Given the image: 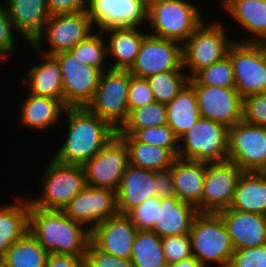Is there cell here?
<instances>
[{
    "label": "cell",
    "mask_w": 266,
    "mask_h": 267,
    "mask_svg": "<svg viewBox=\"0 0 266 267\" xmlns=\"http://www.w3.org/2000/svg\"><path fill=\"white\" fill-rule=\"evenodd\" d=\"M228 160L243 172L266 169V127L243 120L229 128Z\"/></svg>",
    "instance_id": "cell-11"
},
{
    "label": "cell",
    "mask_w": 266,
    "mask_h": 267,
    "mask_svg": "<svg viewBox=\"0 0 266 267\" xmlns=\"http://www.w3.org/2000/svg\"><path fill=\"white\" fill-rule=\"evenodd\" d=\"M156 102L167 104L171 102L189 78L185 70H171L152 75L147 78Z\"/></svg>",
    "instance_id": "cell-37"
},
{
    "label": "cell",
    "mask_w": 266,
    "mask_h": 267,
    "mask_svg": "<svg viewBox=\"0 0 266 267\" xmlns=\"http://www.w3.org/2000/svg\"><path fill=\"white\" fill-rule=\"evenodd\" d=\"M66 108L67 106L57 99L29 93L20 108V122L29 129L42 131L62 119Z\"/></svg>",
    "instance_id": "cell-28"
},
{
    "label": "cell",
    "mask_w": 266,
    "mask_h": 267,
    "mask_svg": "<svg viewBox=\"0 0 266 267\" xmlns=\"http://www.w3.org/2000/svg\"><path fill=\"white\" fill-rule=\"evenodd\" d=\"M67 135L53 158L63 164L84 165L103 149L117 131L87 107H67Z\"/></svg>",
    "instance_id": "cell-1"
},
{
    "label": "cell",
    "mask_w": 266,
    "mask_h": 267,
    "mask_svg": "<svg viewBox=\"0 0 266 267\" xmlns=\"http://www.w3.org/2000/svg\"><path fill=\"white\" fill-rule=\"evenodd\" d=\"M140 27H112L102 30L109 36L106 41L108 56L114 58L111 69L129 70L134 64L143 39L147 33ZM105 33V34H104ZM109 33V35L107 34Z\"/></svg>",
    "instance_id": "cell-26"
},
{
    "label": "cell",
    "mask_w": 266,
    "mask_h": 267,
    "mask_svg": "<svg viewBox=\"0 0 266 267\" xmlns=\"http://www.w3.org/2000/svg\"><path fill=\"white\" fill-rule=\"evenodd\" d=\"M192 255L205 267H228L235 250L230 235L218 213H198L189 233ZM207 264V265H206Z\"/></svg>",
    "instance_id": "cell-4"
},
{
    "label": "cell",
    "mask_w": 266,
    "mask_h": 267,
    "mask_svg": "<svg viewBox=\"0 0 266 267\" xmlns=\"http://www.w3.org/2000/svg\"><path fill=\"white\" fill-rule=\"evenodd\" d=\"M29 231L49 254L74 257H85L91 235L86 226L63 211L44 210L31 204Z\"/></svg>",
    "instance_id": "cell-2"
},
{
    "label": "cell",
    "mask_w": 266,
    "mask_h": 267,
    "mask_svg": "<svg viewBox=\"0 0 266 267\" xmlns=\"http://www.w3.org/2000/svg\"><path fill=\"white\" fill-rule=\"evenodd\" d=\"M188 83L194 88L200 117L228 128L243 120V98L235 88L201 85L193 77Z\"/></svg>",
    "instance_id": "cell-13"
},
{
    "label": "cell",
    "mask_w": 266,
    "mask_h": 267,
    "mask_svg": "<svg viewBox=\"0 0 266 267\" xmlns=\"http://www.w3.org/2000/svg\"><path fill=\"white\" fill-rule=\"evenodd\" d=\"M230 209L266 215V175L263 172H243Z\"/></svg>",
    "instance_id": "cell-30"
},
{
    "label": "cell",
    "mask_w": 266,
    "mask_h": 267,
    "mask_svg": "<svg viewBox=\"0 0 266 267\" xmlns=\"http://www.w3.org/2000/svg\"><path fill=\"white\" fill-rule=\"evenodd\" d=\"M222 8L229 12L251 37L244 43L266 41V0H221Z\"/></svg>",
    "instance_id": "cell-27"
},
{
    "label": "cell",
    "mask_w": 266,
    "mask_h": 267,
    "mask_svg": "<svg viewBox=\"0 0 266 267\" xmlns=\"http://www.w3.org/2000/svg\"><path fill=\"white\" fill-rule=\"evenodd\" d=\"M228 140V127L200 117L196 124L179 138L178 157L206 163L227 161Z\"/></svg>",
    "instance_id": "cell-7"
},
{
    "label": "cell",
    "mask_w": 266,
    "mask_h": 267,
    "mask_svg": "<svg viewBox=\"0 0 266 267\" xmlns=\"http://www.w3.org/2000/svg\"><path fill=\"white\" fill-rule=\"evenodd\" d=\"M154 195L159 198L175 197L171 169L156 171V189L154 190Z\"/></svg>",
    "instance_id": "cell-48"
},
{
    "label": "cell",
    "mask_w": 266,
    "mask_h": 267,
    "mask_svg": "<svg viewBox=\"0 0 266 267\" xmlns=\"http://www.w3.org/2000/svg\"><path fill=\"white\" fill-rule=\"evenodd\" d=\"M129 85L128 70L109 69L102 72L95 96L86 107L118 131L129 114Z\"/></svg>",
    "instance_id": "cell-8"
},
{
    "label": "cell",
    "mask_w": 266,
    "mask_h": 267,
    "mask_svg": "<svg viewBox=\"0 0 266 267\" xmlns=\"http://www.w3.org/2000/svg\"><path fill=\"white\" fill-rule=\"evenodd\" d=\"M137 232L126 215L118 214L97 225L91 231L90 241L104 253L130 260Z\"/></svg>",
    "instance_id": "cell-19"
},
{
    "label": "cell",
    "mask_w": 266,
    "mask_h": 267,
    "mask_svg": "<svg viewBox=\"0 0 266 267\" xmlns=\"http://www.w3.org/2000/svg\"><path fill=\"white\" fill-rule=\"evenodd\" d=\"M147 10L148 0H88L87 8L93 26L101 31L112 27H144Z\"/></svg>",
    "instance_id": "cell-18"
},
{
    "label": "cell",
    "mask_w": 266,
    "mask_h": 267,
    "mask_svg": "<svg viewBox=\"0 0 266 267\" xmlns=\"http://www.w3.org/2000/svg\"><path fill=\"white\" fill-rule=\"evenodd\" d=\"M60 64L67 107H86L94 98L102 72L80 63L69 51L54 55Z\"/></svg>",
    "instance_id": "cell-12"
},
{
    "label": "cell",
    "mask_w": 266,
    "mask_h": 267,
    "mask_svg": "<svg viewBox=\"0 0 266 267\" xmlns=\"http://www.w3.org/2000/svg\"><path fill=\"white\" fill-rule=\"evenodd\" d=\"M133 136L139 142L167 148L178 157L179 137L167 124L158 127L140 129Z\"/></svg>",
    "instance_id": "cell-39"
},
{
    "label": "cell",
    "mask_w": 266,
    "mask_h": 267,
    "mask_svg": "<svg viewBox=\"0 0 266 267\" xmlns=\"http://www.w3.org/2000/svg\"><path fill=\"white\" fill-rule=\"evenodd\" d=\"M228 267H266V244L235 250Z\"/></svg>",
    "instance_id": "cell-45"
},
{
    "label": "cell",
    "mask_w": 266,
    "mask_h": 267,
    "mask_svg": "<svg viewBox=\"0 0 266 267\" xmlns=\"http://www.w3.org/2000/svg\"><path fill=\"white\" fill-rule=\"evenodd\" d=\"M41 179V197L28 198L33 207L44 210H60L86 186L82 165L63 164L50 158Z\"/></svg>",
    "instance_id": "cell-5"
},
{
    "label": "cell",
    "mask_w": 266,
    "mask_h": 267,
    "mask_svg": "<svg viewBox=\"0 0 266 267\" xmlns=\"http://www.w3.org/2000/svg\"><path fill=\"white\" fill-rule=\"evenodd\" d=\"M48 256L49 253L28 231L8 248L3 261L5 267H45Z\"/></svg>",
    "instance_id": "cell-33"
},
{
    "label": "cell",
    "mask_w": 266,
    "mask_h": 267,
    "mask_svg": "<svg viewBox=\"0 0 266 267\" xmlns=\"http://www.w3.org/2000/svg\"><path fill=\"white\" fill-rule=\"evenodd\" d=\"M128 164L126 144L116 134L103 149L83 165L87 186L117 191Z\"/></svg>",
    "instance_id": "cell-15"
},
{
    "label": "cell",
    "mask_w": 266,
    "mask_h": 267,
    "mask_svg": "<svg viewBox=\"0 0 266 267\" xmlns=\"http://www.w3.org/2000/svg\"><path fill=\"white\" fill-rule=\"evenodd\" d=\"M194 4L188 0H148L149 34L183 44L204 21Z\"/></svg>",
    "instance_id": "cell-3"
},
{
    "label": "cell",
    "mask_w": 266,
    "mask_h": 267,
    "mask_svg": "<svg viewBox=\"0 0 266 267\" xmlns=\"http://www.w3.org/2000/svg\"><path fill=\"white\" fill-rule=\"evenodd\" d=\"M155 102L153 91L147 78H140L130 74L128 91L129 112L137 107Z\"/></svg>",
    "instance_id": "cell-43"
},
{
    "label": "cell",
    "mask_w": 266,
    "mask_h": 267,
    "mask_svg": "<svg viewBox=\"0 0 266 267\" xmlns=\"http://www.w3.org/2000/svg\"><path fill=\"white\" fill-rule=\"evenodd\" d=\"M167 124V109L165 104L153 102L132 109L126 122L117 131V135H134L138 130L158 127Z\"/></svg>",
    "instance_id": "cell-35"
},
{
    "label": "cell",
    "mask_w": 266,
    "mask_h": 267,
    "mask_svg": "<svg viewBox=\"0 0 266 267\" xmlns=\"http://www.w3.org/2000/svg\"><path fill=\"white\" fill-rule=\"evenodd\" d=\"M126 144L131 165L161 171L170 169L177 156L169 149L139 142L133 135H118Z\"/></svg>",
    "instance_id": "cell-32"
},
{
    "label": "cell",
    "mask_w": 266,
    "mask_h": 267,
    "mask_svg": "<svg viewBox=\"0 0 266 267\" xmlns=\"http://www.w3.org/2000/svg\"><path fill=\"white\" fill-rule=\"evenodd\" d=\"M165 106L167 109V125L179 138L190 130L200 118L196 94L189 83Z\"/></svg>",
    "instance_id": "cell-31"
},
{
    "label": "cell",
    "mask_w": 266,
    "mask_h": 267,
    "mask_svg": "<svg viewBox=\"0 0 266 267\" xmlns=\"http://www.w3.org/2000/svg\"><path fill=\"white\" fill-rule=\"evenodd\" d=\"M51 16L87 11L88 0H47Z\"/></svg>",
    "instance_id": "cell-47"
},
{
    "label": "cell",
    "mask_w": 266,
    "mask_h": 267,
    "mask_svg": "<svg viewBox=\"0 0 266 267\" xmlns=\"http://www.w3.org/2000/svg\"><path fill=\"white\" fill-rule=\"evenodd\" d=\"M85 267H134L131 260L119 258L98 249L91 241L85 253Z\"/></svg>",
    "instance_id": "cell-44"
},
{
    "label": "cell",
    "mask_w": 266,
    "mask_h": 267,
    "mask_svg": "<svg viewBox=\"0 0 266 267\" xmlns=\"http://www.w3.org/2000/svg\"><path fill=\"white\" fill-rule=\"evenodd\" d=\"M171 70H184L182 44L147 32L136 60L128 71L133 76L149 78Z\"/></svg>",
    "instance_id": "cell-14"
},
{
    "label": "cell",
    "mask_w": 266,
    "mask_h": 267,
    "mask_svg": "<svg viewBox=\"0 0 266 267\" xmlns=\"http://www.w3.org/2000/svg\"><path fill=\"white\" fill-rule=\"evenodd\" d=\"M218 214L227 228L234 250L266 244V215L230 208Z\"/></svg>",
    "instance_id": "cell-20"
},
{
    "label": "cell",
    "mask_w": 266,
    "mask_h": 267,
    "mask_svg": "<svg viewBox=\"0 0 266 267\" xmlns=\"http://www.w3.org/2000/svg\"><path fill=\"white\" fill-rule=\"evenodd\" d=\"M193 78L201 85L235 88V77L230 57L213 63L198 71Z\"/></svg>",
    "instance_id": "cell-38"
},
{
    "label": "cell",
    "mask_w": 266,
    "mask_h": 267,
    "mask_svg": "<svg viewBox=\"0 0 266 267\" xmlns=\"http://www.w3.org/2000/svg\"><path fill=\"white\" fill-rule=\"evenodd\" d=\"M170 169L173 173L175 196L195 206L202 213L206 162L177 157Z\"/></svg>",
    "instance_id": "cell-22"
},
{
    "label": "cell",
    "mask_w": 266,
    "mask_h": 267,
    "mask_svg": "<svg viewBox=\"0 0 266 267\" xmlns=\"http://www.w3.org/2000/svg\"><path fill=\"white\" fill-rule=\"evenodd\" d=\"M156 171L128 164L116 191L118 213L126 215L146 199L155 196Z\"/></svg>",
    "instance_id": "cell-21"
},
{
    "label": "cell",
    "mask_w": 266,
    "mask_h": 267,
    "mask_svg": "<svg viewBox=\"0 0 266 267\" xmlns=\"http://www.w3.org/2000/svg\"><path fill=\"white\" fill-rule=\"evenodd\" d=\"M6 2L5 6L15 30L31 46L51 17L47 0H7Z\"/></svg>",
    "instance_id": "cell-23"
},
{
    "label": "cell",
    "mask_w": 266,
    "mask_h": 267,
    "mask_svg": "<svg viewBox=\"0 0 266 267\" xmlns=\"http://www.w3.org/2000/svg\"><path fill=\"white\" fill-rule=\"evenodd\" d=\"M0 267H5V263L3 261V258H0Z\"/></svg>",
    "instance_id": "cell-51"
},
{
    "label": "cell",
    "mask_w": 266,
    "mask_h": 267,
    "mask_svg": "<svg viewBox=\"0 0 266 267\" xmlns=\"http://www.w3.org/2000/svg\"><path fill=\"white\" fill-rule=\"evenodd\" d=\"M230 57L235 89L241 97L266 92V49L263 43H244L234 39Z\"/></svg>",
    "instance_id": "cell-9"
},
{
    "label": "cell",
    "mask_w": 266,
    "mask_h": 267,
    "mask_svg": "<svg viewBox=\"0 0 266 267\" xmlns=\"http://www.w3.org/2000/svg\"><path fill=\"white\" fill-rule=\"evenodd\" d=\"M15 203L0 207V258L29 231L30 201L15 197Z\"/></svg>",
    "instance_id": "cell-29"
},
{
    "label": "cell",
    "mask_w": 266,
    "mask_h": 267,
    "mask_svg": "<svg viewBox=\"0 0 266 267\" xmlns=\"http://www.w3.org/2000/svg\"><path fill=\"white\" fill-rule=\"evenodd\" d=\"M161 245L167 265L193 256L189 234L165 236L161 238Z\"/></svg>",
    "instance_id": "cell-41"
},
{
    "label": "cell",
    "mask_w": 266,
    "mask_h": 267,
    "mask_svg": "<svg viewBox=\"0 0 266 267\" xmlns=\"http://www.w3.org/2000/svg\"><path fill=\"white\" fill-rule=\"evenodd\" d=\"M97 32H92L74 48L69 50V52L78 59L80 63H85L94 68H97L101 72L111 69L109 66H105L107 52V41L106 38H102L103 32L101 30H96ZM108 69H105V68Z\"/></svg>",
    "instance_id": "cell-36"
},
{
    "label": "cell",
    "mask_w": 266,
    "mask_h": 267,
    "mask_svg": "<svg viewBox=\"0 0 266 267\" xmlns=\"http://www.w3.org/2000/svg\"><path fill=\"white\" fill-rule=\"evenodd\" d=\"M62 211L92 231L104 220L119 214L116 191L86 186Z\"/></svg>",
    "instance_id": "cell-17"
},
{
    "label": "cell",
    "mask_w": 266,
    "mask_h": 267,
    "mask_svg": "<svg viewBox=\"0 0 266 267\" xmlns=\"http://www.w3.org/2000/svg\"><path fill=\"white\" fill-rule=\"evenodd\" d=\"M93 28L87 11L53 15L31 45L34 51L55 55L74 48L94 31ZM44 40H47L50 47L47 51L42 47Z\"/></svg>",
    "instance_id": "cell-10"
},
{
    "label": "cell",
    "mask_w": 266,
    "mask_h": 267,
    "mask_svg": "<svg viewBox=\"0 0 266 267\" xmlns=\"http://www.w3.org/2000/svg\"><path fill=\"white\" fill-rule=\"evenodd\" d=\"M36 53L43 62L30 66L28 77L22 78L23 85L28 88L27 93L51 97L64 103L62 74L58 59L54 55L39 51Z\"/></svg>",
    "instance_id": "cell-24"
},
{
    "label": "cell",
    "mask_w": 266,
    "mask_h": 267,
    "mask_svg": "<svg viewBox=\"0 0 266 267\" xmlns=\"http://www.w3.org/2000/svg\"><path fill=\"white\" fill-rule=\"evenodd\" d=\"M45 267H85V257L49 254Z\"/></svg>",
    "instance_id": "cell-49"
},
{
    "label": "cell",
    "mask_w": 266,
    "mask_h": 267,
    "mask_svg": "<svg viewBox=\"0 0 266 267\" xmlns=\"http://www.w3.org/2000/svg\"><path fill=\"white\" fill-rule=\"evenodd\" d=\"M131 262L134 267H164L167 265L161 237L151 230H138L132 244Z\"/></svg>",
    "instance_id": "cell-34"
},
{
    "label": "cell",
    "mask_w": 266,
    "mask_h": 267,
    "mask_svg": "<svg viewBox=\"0 0 266 267\" xmlns=\"http://www.w3.org/2000/svg\"><path fill=\"white\" fill-rule=\"evenodd\" d=\"M195 206L175 197L161 198L158 221L151 231L163 238L170 235L189 234L195 216L198 214Z\"/></svg>",
    "instance_id": "cell-25"
},
{
    "label": "cell",
    "mask_w": 266,
    "mask_h": 267,
    "mask_svg": "<svg viewBox=\"0 0 266 267\" xmlns=\"http://www.w3.org/2000/svg\"><path fill=\"white\" fill-rule=\"evenodd\" d=\"M243 171L232 161L206 163L202 213L229 209Z\"/></svg>",
    "instance_id": "cell-16"
},
{
    "label": "cell",
    "mask_w": 266,
    "mask_h": 267,
    "mask_svg": "<svg viewBox=\"0 0 266 267\" xmlns=\"http://www.w3.org/2000/svg\"><path fill=\"white\" fill-rule=\"evenodd\" d=\"M206 21L182 44L183 68L188 78L201 69L222 60L235 42L228 37L227 28L221 21Z\"/></svg>",
    "instance_id": "cell-6"
},
{
    "label": "cell",
    "mask_w": 266,
    "mask_h": 267,
    "mask_svg": "<svg viewBox=\"0 0 266 267\" xmlns=\"http://www.w3.org/2000/svg\"><path fill=\"white\" fill-rule=\"evenodd\" d=\"M17 32L9 18L8 9L0 5V59L9 57L16 49V38L14 35Z\"/></svg>",
    "instance_id": "cell-46"
},
{
    "label": "cell",
    "mask_w": 266,
    "mask_h": 267,
    "mask_svg": "<svg viewBox=\"0 0 266 267\" xmlns=\"http://www.w3.org/2000/svg\"><path fill=\"white\" fill-rule=\"evenodd\" d=\"M243 121L266 127V92L243 99Z\"/></svg>",
    "instance_id": "cell-42"
},
{
    "label": "cell",
    "mask_w": 266,
    "mask_h": 267,
    "mask_svg": "<svg viewBox=\"0 0 266 267\" xmlns=\"http://www.w3.org/2000/svg\"><path fill=\"white\" fill-rule=\"evenodd\" d=\"M172 267H205L196 257L190 256L172 264Z\"/></svg>",
    "instance_id": "cell-50"
},
{
    "label": "cell",
    "mask_w": 266,
    "mask_h": 267,
    "mask_svg": "<svg viewBox=\"0 0 266 267\" xmlns=\"http://www.w3.org/2000/svg\"><path fill=\"white\" fill-rule=\"evenodd\" d=\"M159 206H161V198L152 196L131 209L126 216L138 230H151L158 221Z\"/></svg>",
    "instance_id": "cell-40"
}]
</instances>
